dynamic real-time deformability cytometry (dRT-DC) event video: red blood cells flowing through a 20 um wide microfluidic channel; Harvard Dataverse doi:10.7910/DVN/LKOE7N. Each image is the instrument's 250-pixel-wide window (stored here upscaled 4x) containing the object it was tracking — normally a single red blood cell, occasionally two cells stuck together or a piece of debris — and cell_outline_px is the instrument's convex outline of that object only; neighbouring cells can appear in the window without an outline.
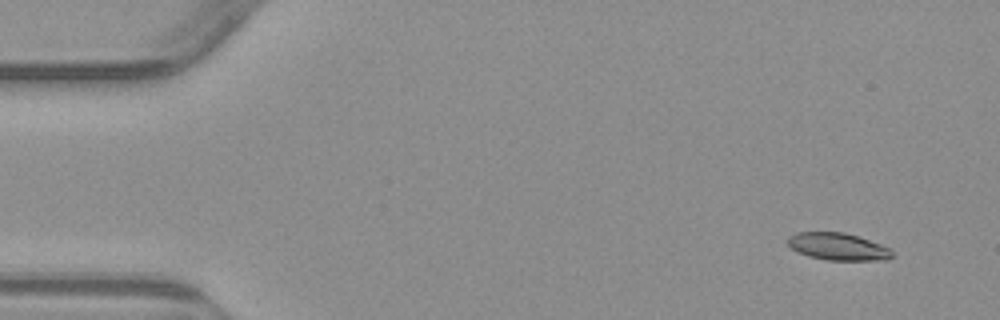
{"species": "common noctule bat (a hibernating species)", "species_latin": "Nyctalus noctula", "temperature_condition": "warm", "stored_images_in_passage": 6, "camera_frame_rate_fps": 3000, "um_per_image_px": 0.085, "animal": {"sex": "male", "body_mass_g": 23.1, "forearm_length_mm": 52.7}, "frame": {"image": 1, "passage_image": 1, "time_ms": 0.0, "image_size_px": [1000, 320], "cell_outline_px": [[892, 256], [888, 260], [828, 260], [808, 256], [796, 252], [788, 244], [788, 236], [796, 232], [844, 232], [880, 244], [888, 248], [892, 252]], "centroid_in_image_um": [71.18, 20.96], "position_along_channel_um": 13.8, "area_um2": 16.47}}
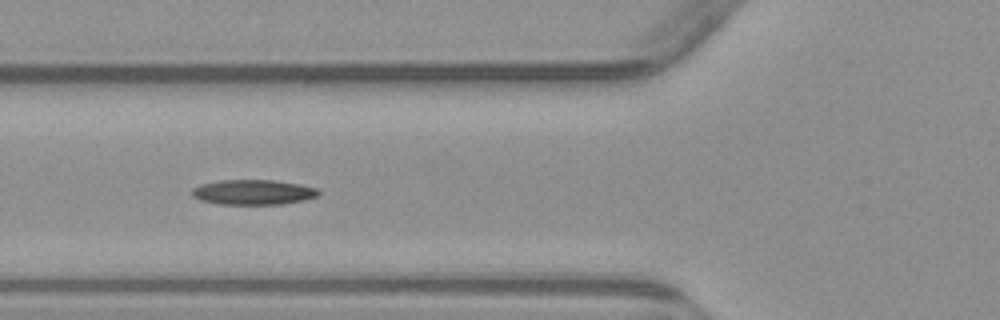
{"frame": {"image": 2, "passage_image": 5, "time_ms": 5.333, "image_size_px": [1000, 320], "cell_outline_px": [[320, 192], [316, 196], [304, 200], [284, 204], [220, 204], [200, 200], [192, 196], [192, 188], [200, 184], [220, 180], [272, 180], [300, 184], [316, 188]], "centroid_in_image_um": [21.5, 16.33], "position_along_channel_um": 104.3, "area_um2": 18.44}}
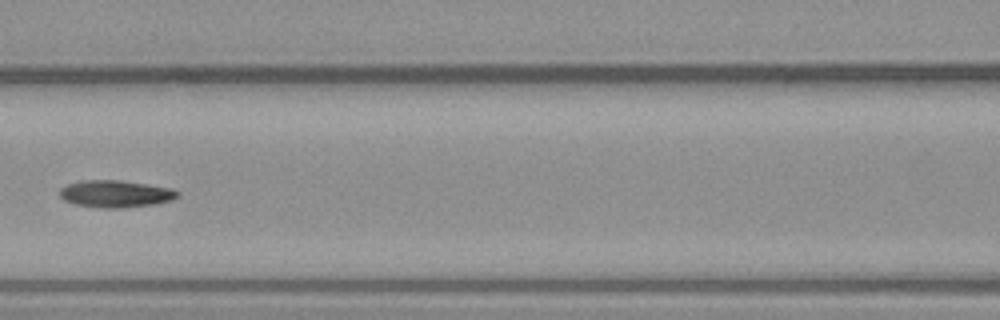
{"frame": {"image": 3, "passage_image": 6, "time_ms": 6.667, "image_size_px": [1000, 320], "cell_outline_px": [[180, 196], [172, 200], [156, 204], [120, 208], [100, 208], [76, 204], [64, 200], [60, 196], [60, 188], [68, 184], [80, 180], [120, 180], [172, 188], [180, 192]], "centroid_in_image_um": [9.85, 16.47], "position_along_channel_um": 156.8, "area_um2": 18.73}}